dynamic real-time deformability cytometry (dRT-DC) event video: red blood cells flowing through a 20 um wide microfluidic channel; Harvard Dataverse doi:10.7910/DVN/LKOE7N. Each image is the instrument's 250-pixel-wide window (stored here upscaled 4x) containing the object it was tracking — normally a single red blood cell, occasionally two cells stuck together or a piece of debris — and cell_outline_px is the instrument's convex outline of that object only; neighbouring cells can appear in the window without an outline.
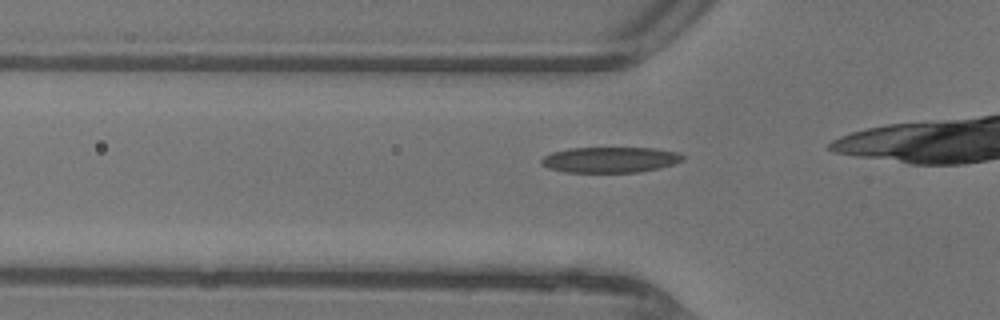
{"species": "common noctule bat (a hibernating species)", "species_latin": "Nyctalus noctula", "temperature_condition": "warm", "stored_images_in_passage": 16, "camera_frame_rate_fps": 3000, "um_per_image_px": 0.085, "animal": {"sex": "female"}, "frame": {"image": 1, "passage_image": 11, "time_ms": 3.333, "image_size_px": [1000, 320], "cell_outline_px": [[684, 160], [660, 168], [640, 172], [564, 172], [548, 168], [540, 164], [540, 160], [544, 156], [552, 152], [568, 148], [652, 148], [680, 152], [684, 156]], "centroid_in_image_um": [51.85, 13.58], "position_along_channel_um": 73.9, "area_um2": 21.27}}
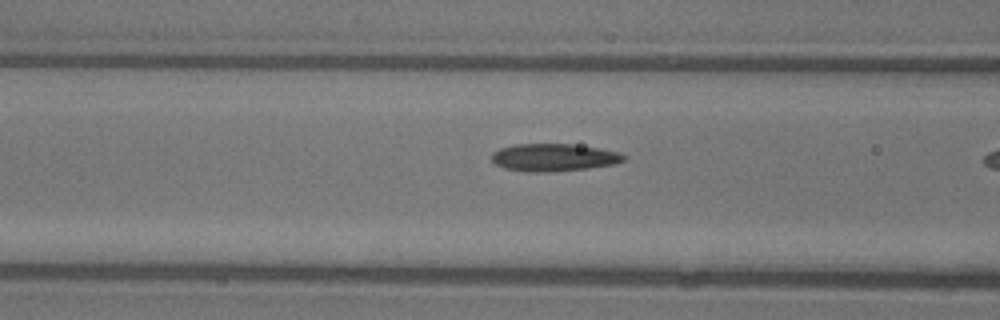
{"frame": {"image": 2, "passage_image": 14, "time_ms": 4.333, "image_size_px": [1000, 320], "cell_outline_px": [[624, 160], [616, 164], [588, 168], [548, 172], [528, 172], [504, 168], [496, 164], [492, 160], [492, 152], [500, 148], [516, 144], [572, 144], [620, 152], [624, 156]], "centroid_in_image_um": [47.05, 13.38], "position_along_channel_um": 119.6, "area_um2": 21.1}}